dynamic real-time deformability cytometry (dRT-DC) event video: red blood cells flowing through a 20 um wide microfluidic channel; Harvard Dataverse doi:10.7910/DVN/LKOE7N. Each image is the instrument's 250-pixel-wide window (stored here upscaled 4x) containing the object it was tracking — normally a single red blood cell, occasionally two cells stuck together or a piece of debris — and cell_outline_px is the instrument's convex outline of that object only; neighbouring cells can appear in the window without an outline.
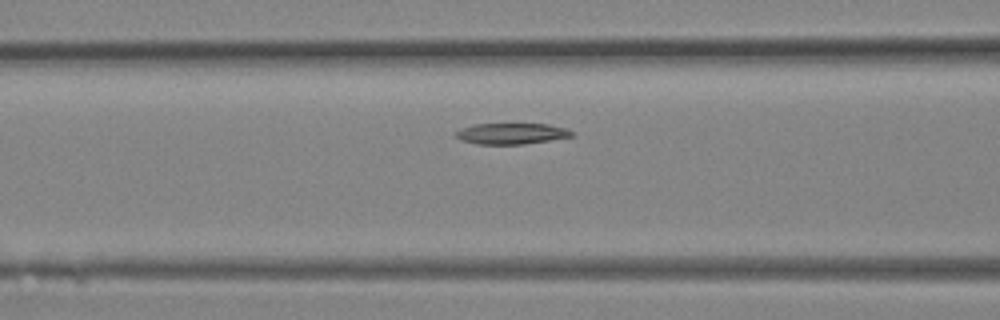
{"species": "Egyptian fruit bat (a non-hibernating species)", "species_latin": "Rousettus aegyptiacus", "temperature_condition": "room temperature", "stored_images_in_passage": 18, "camera_frame_rate_fps": 3000, "um_per_image_px": 0.085, "animal": {"sex": "female"}, "frame": {"image": 1, "passage_image": 6, "time_ms": 1.667, "image_size_px": [1000, 320], "cell_outline_px": [[576, 132], [572, 136], [524, 144], [476, 144], [460, 140], [456, 136], [456, 132], [460, 128], [476, 124], [548, 124], [568, 128]], "centroid_in_image_um": [43.49, 11.35], "position_along_channel_um": 123.1, "area_um2": 14.22}}
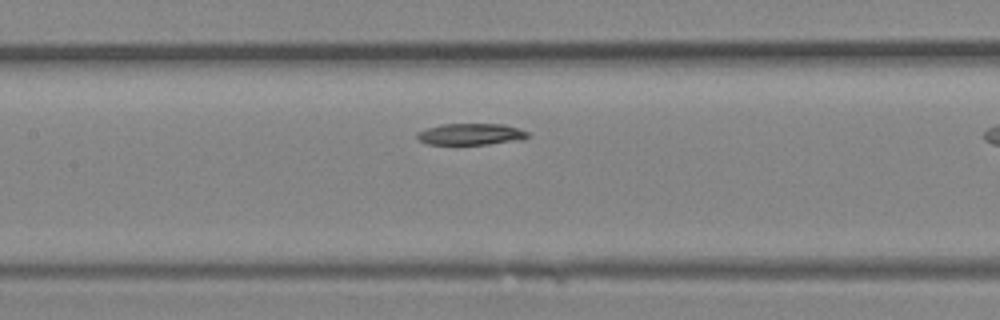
{"frame": {"image": 2, "passage_image": 8, "time_ms": 2.333, "image_size_px": [1000, 320], "cell_outline_px": [[528, 136], [524, 140], [488, 144], [428, 144], [420, 140], [416, 136], [416, 132], [440, 124], [504, 124], [520, 128], [528, 132]], "centroid_in_image_um": [40.06, 11.4], "position_along_channel_um": 167.3, "area_um2": 13.93}}